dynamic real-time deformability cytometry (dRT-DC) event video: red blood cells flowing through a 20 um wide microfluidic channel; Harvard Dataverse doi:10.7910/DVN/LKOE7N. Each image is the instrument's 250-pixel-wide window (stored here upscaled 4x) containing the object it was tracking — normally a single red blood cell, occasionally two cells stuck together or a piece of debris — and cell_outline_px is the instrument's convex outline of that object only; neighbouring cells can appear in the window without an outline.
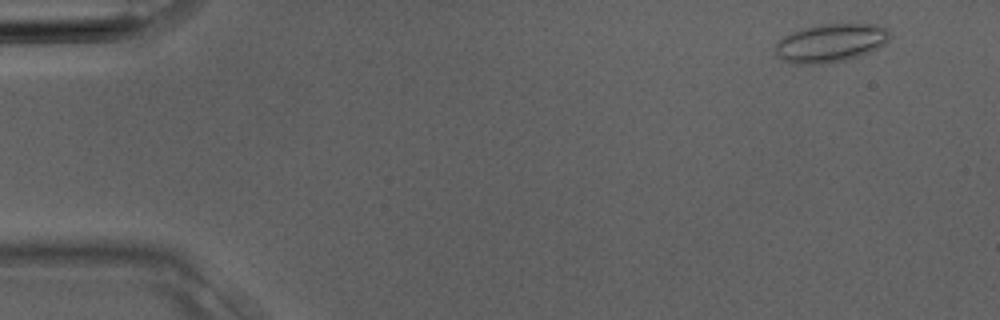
{"species": "Egyptian fruit bat (a non-hibernating species)", "species_latin": "Rousettus aegyptiacus", "temperature_condition": "room temperature", "stored_images_in_passage": 3, "camera_frame_rate_fps": 3000, "um_per_image_px": 0.085, "animal": {"sex": "male"}, "frame": {"image": 1, "passage_image": 1, "time_ms": 0.0, "image_size_px": [1000, 320], "cell_outline_px": [[888, 40], [884, 44], [860, 56], [828, 64], [792, 64], [776, 56], [776, 44], [784, 36], [792, 32], [804, 28], [820, 24], [876, 24], [888, 28]], "centroid_in_image_um": [70.59, 3.66], "position_along_channel_um": 14.4, "area_um2": 25.49}}